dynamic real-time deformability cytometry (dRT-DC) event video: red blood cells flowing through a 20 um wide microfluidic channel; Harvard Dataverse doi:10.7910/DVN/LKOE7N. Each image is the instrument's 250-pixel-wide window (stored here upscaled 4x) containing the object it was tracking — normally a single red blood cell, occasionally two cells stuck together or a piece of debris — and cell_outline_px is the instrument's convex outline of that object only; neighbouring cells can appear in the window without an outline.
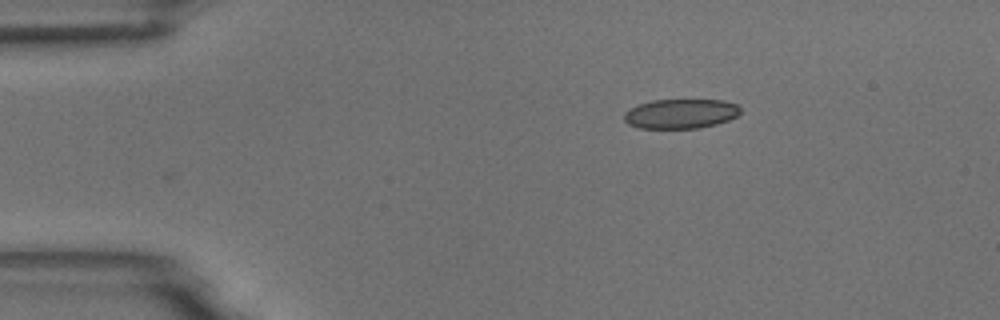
{"species": "common noctule bat (a hibernating species)", "species_latin": "Nyctalus noctula", "temperature_condition": "room temperature", "stored_images_in_passage": 3, "camera_frame_rate_fps": 3000, "um_per_image_px": 0.085, "animal": {"sex": "male", "body_mass_g": 18.8}, "frame": {"image": 1, "passage_image": 1, "time_ms": 0.0, "image_size_px": [1000, 320], "cell_outline_px": [[740, 112], [736, 116], [728, 120], [716, 124], [700, 128], [640, 128], [628, 124], [624, 120], [624, 112], [628, 108], [652, 100], [724, 100], [736, 104], [740, 108]], "centroid_in_image_um": [57.84, 9.66], "position_along_channel_um": 27.2, "area_um2": 20.06}}
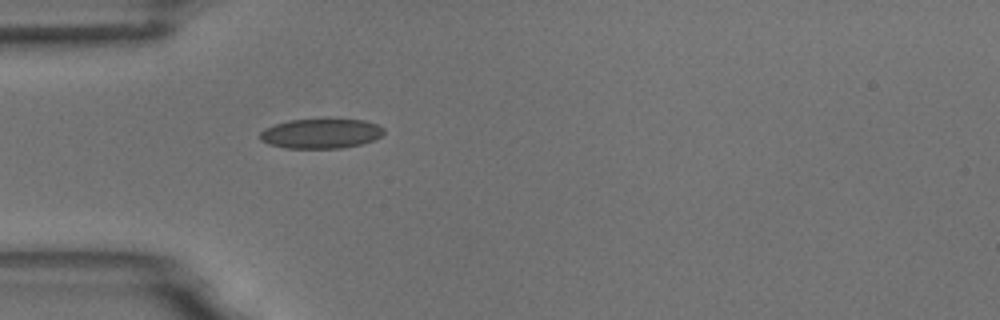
{"frame": {"image": 2, "passage_image": 3, "time_ms": 2.333, "image_size_px": [1000, 320], "cell_outline_px": [[384, 132], [376, 140], [360, 144], [340, 148], [288, 148], [268, 144], [260, 140], [260, 132], [264, 128], [288, 120], [328, 116], [364, 120], [376, 124], [384, 128]], "centroid_in_image_um": [27.29, 11.3], "position_along_channel_um": 57.7, "area_um2": 22.37}}